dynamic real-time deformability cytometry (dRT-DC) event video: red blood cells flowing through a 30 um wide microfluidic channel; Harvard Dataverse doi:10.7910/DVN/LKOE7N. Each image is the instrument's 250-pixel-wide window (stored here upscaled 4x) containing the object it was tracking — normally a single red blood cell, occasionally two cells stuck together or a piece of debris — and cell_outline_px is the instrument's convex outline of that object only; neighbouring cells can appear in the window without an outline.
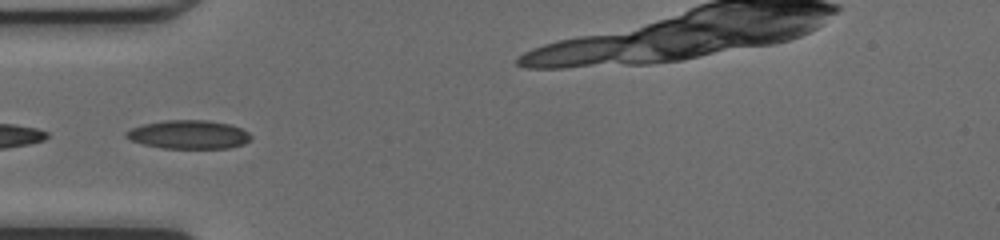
{"species": "common noctule bat (a hibernating species)", "species_latin": "Nyctalus noctula", "temperature_condition": "cold", "stored_images_in_passage": 10, "camera_frame_rate_fps": 3000, "um_per_image_px": 0.085, "animal": {"sex": "female", "body_mass_g": 17.0, "forearm_length_mm": 48.0}, "frame": {"image": 1, "passage_image": 4, "time_ms": 1.0, "image_size_px": [1000, 240], "cell_outline_px": [[252, 140], [244, 144], [228, 148], [160, 148], [144, 144], [132, 140], [124, 136], [124, 132], [132, 128], [144, 124], [164, 120], [208, 120], [232, 124], [248, 132], [252, 136]], "centroid_in_image_um": [16.07, 11.43], "position_along_channel_um": 68.9, "area_um2": 20.92}}